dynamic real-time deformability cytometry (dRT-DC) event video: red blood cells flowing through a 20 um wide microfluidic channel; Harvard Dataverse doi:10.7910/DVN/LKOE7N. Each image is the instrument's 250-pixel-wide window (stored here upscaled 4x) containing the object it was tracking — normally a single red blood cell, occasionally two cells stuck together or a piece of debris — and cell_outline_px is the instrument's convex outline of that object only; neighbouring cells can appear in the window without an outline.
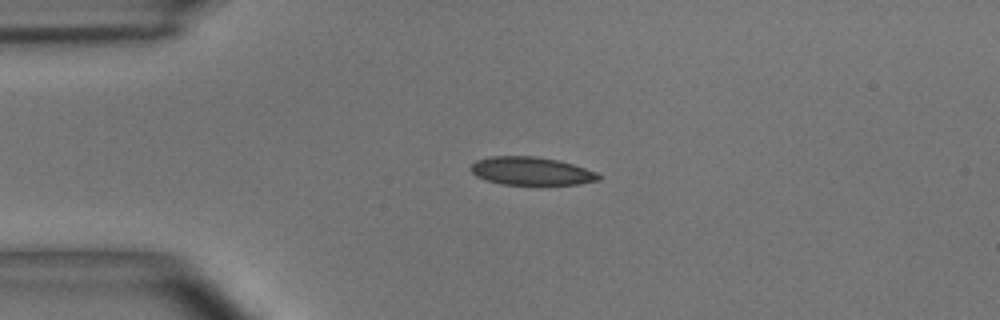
{"species": "common noctule bat (a hibernating species)", "species_latin": "Nyctalus noctula", "temperature_condition": "room temperature", "stored_images_in_passage": 43, "camera_frame_rate_fps": 3000, "um_per_image_px": 0.085, "animal": {"sex": "male", "body_mass_g": 15.6}, "frame": {"image": 1, "passage_image": 1, "time_ms": 0.0, "image_size_px": [1000, 320], "cell_outline_px": [[600, 180], [580, 184], [504, 184], [488, 180], [476, 176], [468, 168], [476, 160], [488, 156], [536, 156], [556, 160], [572, 164], [596, 172], [600, 176]], "centroid_in_image_um": [45.12, 14.53], "position_along_channel_um": 39.9, "area_um2": 20.75}}
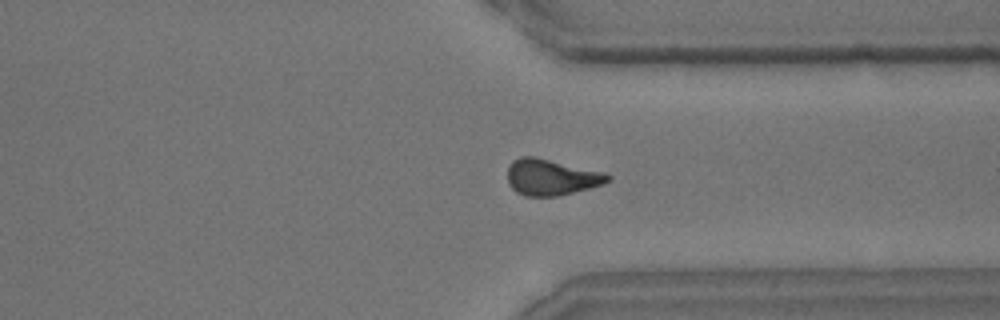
{"frame": {"image": 2, "passage_image": 30, "time_ms": 9.667, "image_size_px": [1000, 320], "cell_outline_px": [[612, 180], [604, 184], [560, 196], [524, 196], [516, 192], [508, 184], [508, 164], [512, 160], [520, 156], [536, 156], [604, 172], [612, 176]], "centroid_in_image_um": [46.86, 15.05], "position_along_channel_um": 364.5, "area_um2": 21.5}}
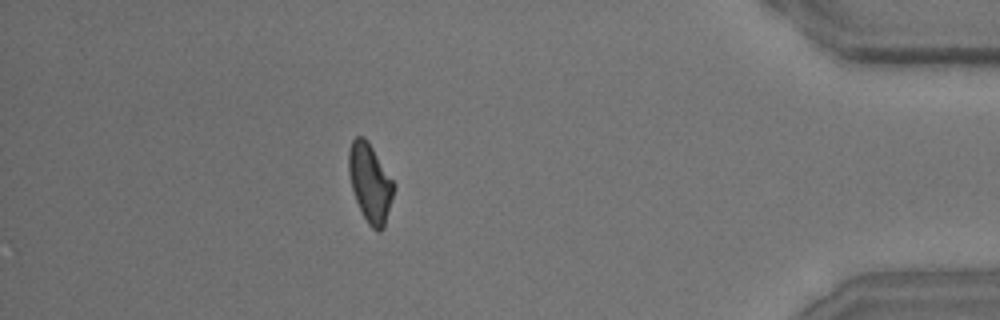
{"frame": {"image": 3, "passage_image": 37, "time_ms": 12.0, "image_size_px": [1000, 320], "cell_outline_px": [[396, 188], [384, 228], [380, 232], [376, 232], [368, 224], [356, 200], [352, 188], [348, 172], [348, 152], [352, 140], [356, 136], [364, 136], [368, 140], [396, 184]], "centroid_in_image_um": [31.48, 15.54], "position_along_channel_um": 403.7, "area_um2": 20.92}, "authors_computed_cell_mechanics": {"area_um2": 21.1548, "velocity_mm_per_s": 3.6148, "shape_relaxation_time_tau1_ms": 8.209, "shape_relaxation_time_tau2_ms": 3.3731, "deformation_change_tau1": 0.1656, "deformation_change_tau2": 0.0902}}